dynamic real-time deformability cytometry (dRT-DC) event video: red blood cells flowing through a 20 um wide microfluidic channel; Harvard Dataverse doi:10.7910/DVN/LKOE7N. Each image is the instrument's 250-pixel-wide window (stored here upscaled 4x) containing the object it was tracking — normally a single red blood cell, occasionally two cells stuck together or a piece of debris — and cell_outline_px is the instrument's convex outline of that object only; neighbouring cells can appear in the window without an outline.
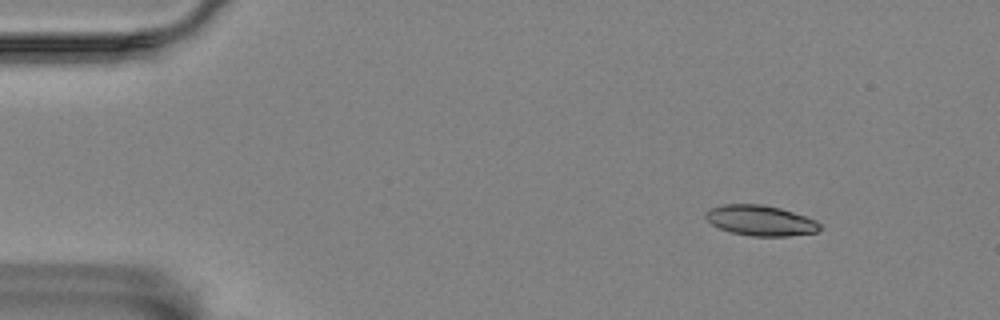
{"species": "Egyptian fruit bat (a non-hibernating species)", "species_latin": "Rousettus aegyptiacus", "temperature_condition": "room temperature", "stored_images_in_passage": 34, "camera_frame_rate_fps": 3000, "um_per_image_px": 0.085, "animal": {"sex": "female"}, "frame": {"image": 1, "passage_image": 1, "time_ms": 0.0, "image_size_px": [1000, 320], "cell_outline_px": [[820, 228], [816, 232], [788, 236], [752, 236], [732, 232], [720, 228], [712, 224], [704, 216], [712, 208], [724, 204], [760, 204], [780, 208], [816, 220], [820, 224]], "centroid_in_image_um": [64.65, 18.74], "position_along_channel_um": 20.3, "area_um2": 19.88}}
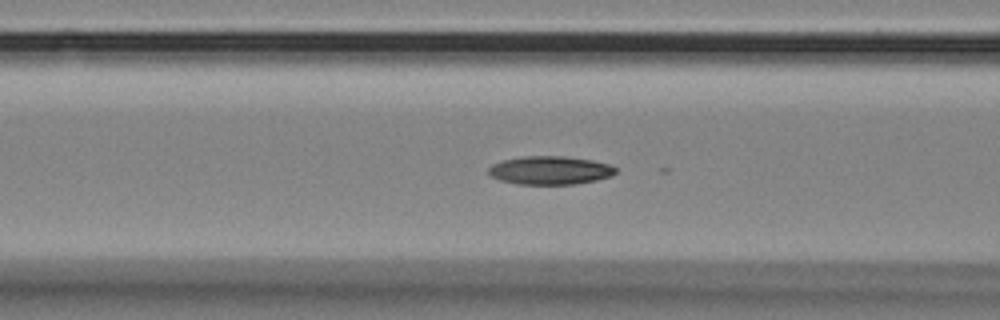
{"frame": {"image": 2, "passage_image": 17, "time_ms": 5.333, "image_size_px": [1000, 320], "cell_outline_px": [[616, 172], [612, 176], [596, 180], [576, 184], [516, 184], [500, 180], [492, 176], [488, 172], [488, 168], [492, 164], [504, 160], [524, 156], [564, 156], [592, 160], [608, 164], [616, 168]], "centroid_in_image_um": [46.76, 14.48], "position_along_channel_um": 119.8, "area_um2": 20.98}}
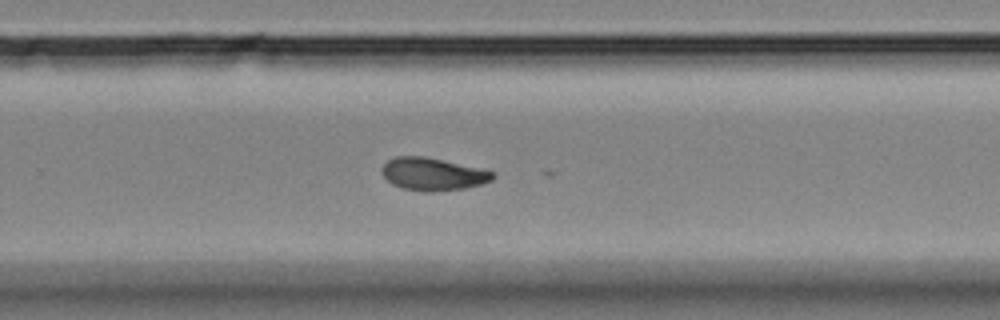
{"frame": {"image": 3, "passage_image": 32, "time_ms": 10.333, "image_size_px": [1000, 320], "cell_outline_px": [[496, 176], [492, 180], [480, 184], [464, 188], [432, 192], [424, 192], [404, 188], [392, 184], [384, 176], [380, 168], [388, 160], [396, 156], [424, 156], [496, 172]], "centroid_in_image_um": [36.78, 14.8], "position_along_channel_um": 293.0, "area_um2": 20.92}}